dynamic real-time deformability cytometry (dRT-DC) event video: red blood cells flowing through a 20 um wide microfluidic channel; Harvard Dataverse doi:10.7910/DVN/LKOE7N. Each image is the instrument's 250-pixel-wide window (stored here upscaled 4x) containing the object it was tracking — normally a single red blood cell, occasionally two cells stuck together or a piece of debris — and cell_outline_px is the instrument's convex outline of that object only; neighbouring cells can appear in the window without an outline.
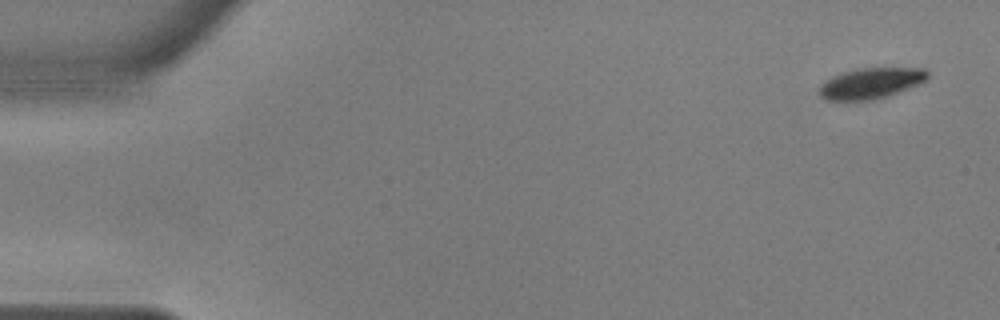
{"species": "common noctule bat (a hibernating species)", "species_latin": "Nyctalus noctula", "temperature_condition": "warm", "stored_images_in_passage": 55, "camera_frame_rate_fps": 3000, "um_per_image_px": 0.085, "animal": {"sex": "male", "body_mass_g": 17.9, "forearm_length_mm": 54.2}, "frame": {"image": 1, "passage_image": 1, "time_ms": 0.0, "image_size_px": [1000, 320], "cell_outline_px": [[928, 80], [888, 96], [872, 100], [824, 100], [820, 96], [820, 84], [824, 80], [840, 72], [856, 68], [924, 68], [928, 72]], "centroid_in_image_um": [74.0, 7.07], "position_along_channel_um": 11.0, "area_um2": 19.59}}
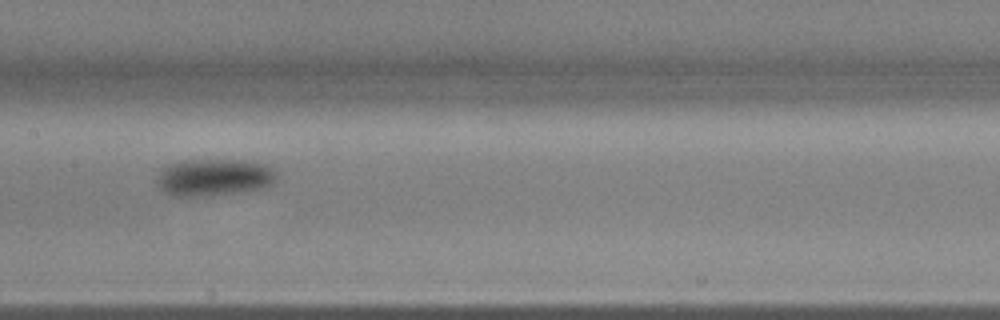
{"frame": {"image": 2, "passage_image": 27, "time_ms": 8.667, "image_size_px": [1000, 320], "cell_outline_px": [[276, 180], [272, 184], [260, 188], [204, 196], [172, 196], [164, 192], [156, 184], [156, 180], [160, 168], [168, 164], [180, 160], [240, 160], [264, 164], [272, 168], [276, 172]], "centroid_in_image_um": [18.11, 15.06], "position_along_channel_um": 189.3, "area_um2": 25.84}}
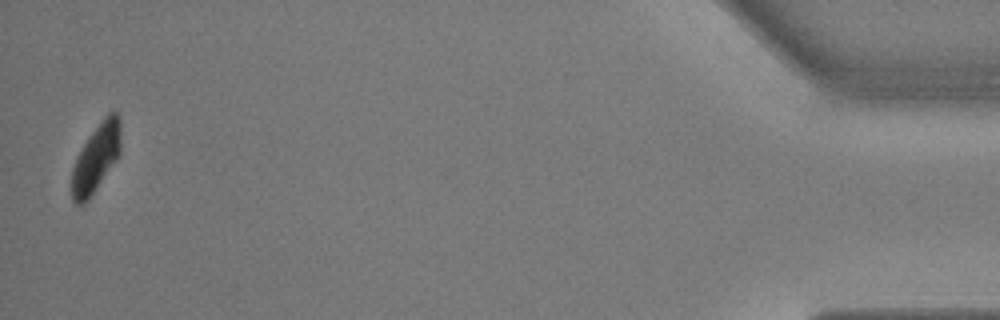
{"frame": {"image": 3, "passage_image": 54, "time_ms": 17.667, "image_size_px": [1000, 320], "cell_outline_px": [[120, 156], [88, 200], [84, 204], [76, 204], [72, 200], [72, 168], [88, 136], [100, 120], [108, 112], [116, 112], [120, 116]], "centroid_in_image_um": [8.19, 13.41], "position_along_channel_um": 427.0, "area_um2": 19.48}, "authors_computed_cell_mechanics": {"area_um2": 23.987, "velocity_mm_per_s": 3.5927, "shape_relaxation_time_tau1_ms": 4.2207, "shape_relaxation_time_tau2_ms": 2.7251, "deformation_change_tau1": 0.1359, "deformation_change_tau2": 0.0292}}